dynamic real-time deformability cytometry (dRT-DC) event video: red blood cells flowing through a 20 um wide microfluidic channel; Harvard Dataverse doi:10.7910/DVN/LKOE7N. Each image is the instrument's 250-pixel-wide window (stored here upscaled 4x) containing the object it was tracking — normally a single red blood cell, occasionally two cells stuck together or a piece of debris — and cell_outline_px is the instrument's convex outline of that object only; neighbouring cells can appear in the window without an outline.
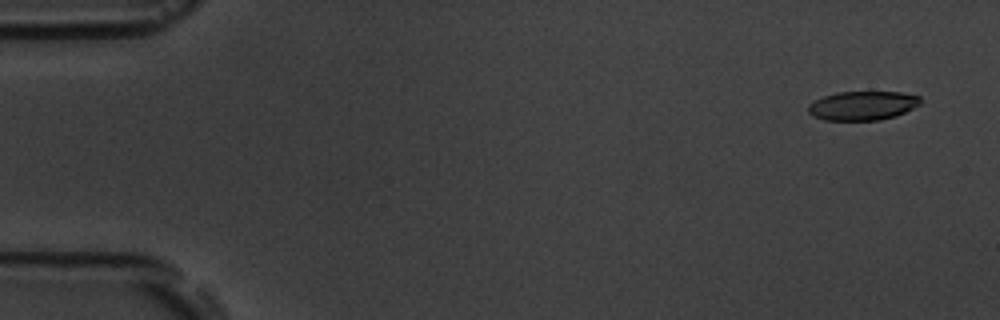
{"species": "common noctule bat (a hibernating species)", "species_latin": "Nyctalus noctula", "temperature_condition": "room temperature", "stored_images_in_passage": 4, "camera_frame_rate_fps": 3000, "um_per_image_px": 0.085, "animal": {"sex": "male", "body_mass_g": 19.5, "forearm_length_mm": 54.6}, "frame": {"image": 1, "passage_image": 1, "time_ms": 0.0, "image_size_px": [1000, 320], "cell_outline_px": [[920, 104], [896, 116], [880, 120], [824, 120], [812, 116], [808, 112], [808, 104], [824, 96], [836, 92], [900, 92], [920, 96]], "centroid_in_image_um": [73.3, 8.98], "position_along_channel_um": 11.7, "area_um2": 18.96}}
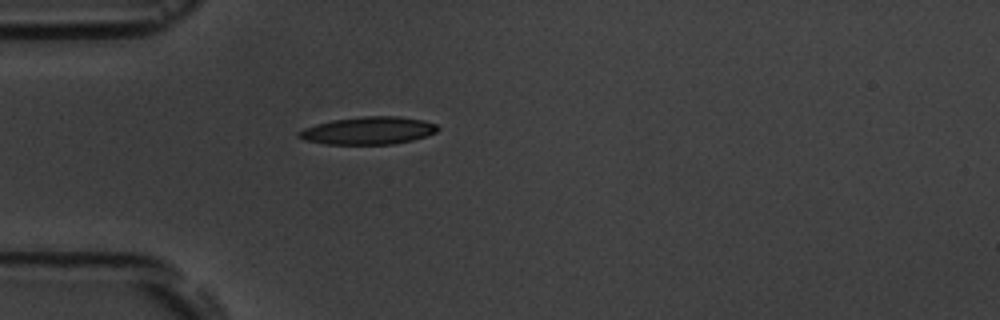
{"frame": {"image": 2, "passage_image": 4, "time_ms": 4.333, "image_size_px": [1000, 320], "cell_outline_px": [[440, 128], [436, 132], [412, 140], [392, 144], [324, 144], [304, 140], [296, 136], [296, 132], [304, 128], [316, 124], [332, 120], [360, 116], [400, 116], [424, 120], [436, 124]], "centroid_in_image_um": [31.28, 11.09], "position_along_channel_um": 53.7, "area_um2": 22.48}}